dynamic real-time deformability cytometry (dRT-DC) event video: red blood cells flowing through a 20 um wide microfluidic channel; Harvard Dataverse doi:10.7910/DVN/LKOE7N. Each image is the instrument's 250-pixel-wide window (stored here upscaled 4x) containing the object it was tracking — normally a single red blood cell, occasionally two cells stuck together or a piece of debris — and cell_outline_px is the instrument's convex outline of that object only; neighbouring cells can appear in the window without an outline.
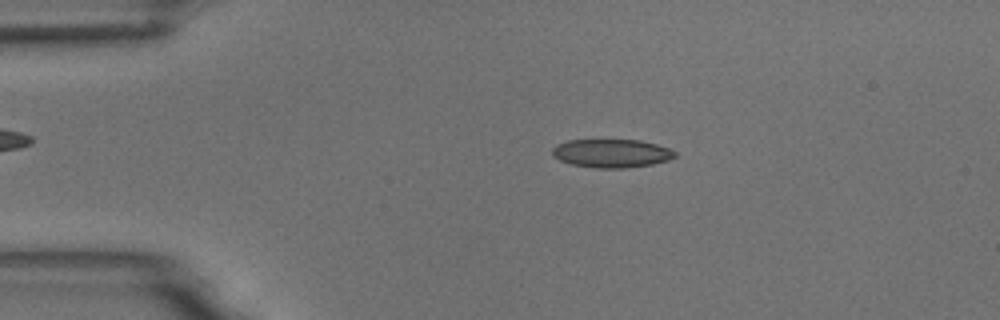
{"species": "common noctule bat (a hibernating species)", "species_latin": "Nyctalus noctula", "temperature_condition": "room temperature", "stored_images_in_passage": 54, "camera_frame_rate_fps": 3000, "um_per_image_px": 0.085, "animal": {"sex": "male", "body_mass_g": 18.8}, "frame": {"image": 1, "passage_image": 10, "time_ms": 3.0, "image_size_px": [1000, 320], "cell_outline_px": [[676, 156], [668, 160], [652, 164], [624, 168], [596, 168], [572, 164], [560, 160], [552, 156], [552, 148], [556, 144], [568, 140], [640, 140], [656, 144], [668, 148], [676, 152]], "centroid_in_image_um": [51.96, 13.03], "position_along_channel_um": 33.0, "area_um2": 20.29}}
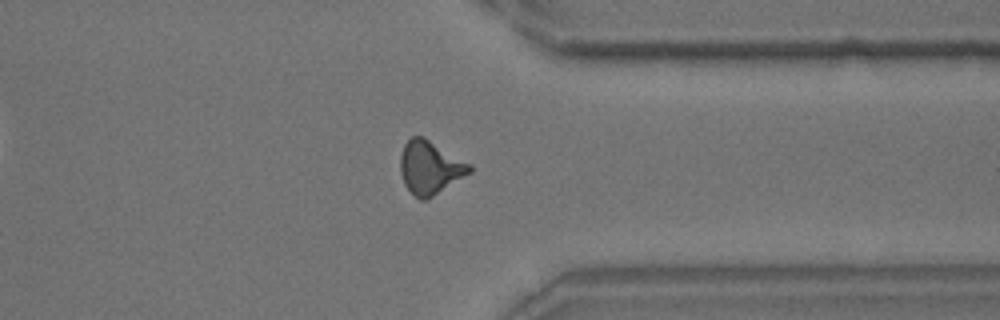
{"frame": {"image": 2, "passage_image": 42, "time_ms": 13.667, "image_size_px": [1000, 320], "cell_outline_px": [[472, 172], [428, 200], [420, 200], [404, 184], [400, 172], [400, 156], [404, 144], [412, 136], [424, 136], [472, 164]], "centroid_in_image_um": [36.57, 14.23], "position_along_channel_um": 374.8, "area_um2": 21.79}}
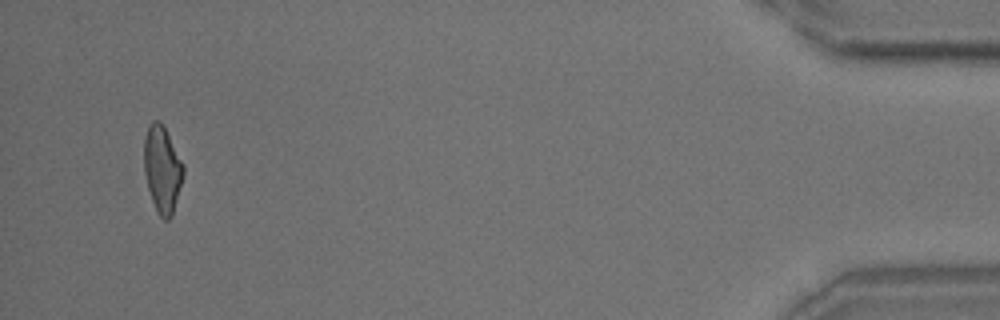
{"frame": {"image": 3, "passage_image": 52, "time_ms": 17.0, "image_size_px": [1000, 320], "cell_outline_px": [[184, 176], [172, 216], [168, 220], [164, 220], [156, 212], [148, 188], [144, 172], [144, 140], [148, 124], [152, 120], [160, 120], [164, 124], [184, 164]], "centroid_in_image_um": [13.8, 14.35], "position_along_channel_um": 421.4, "area_um2": 20.29}, "authors_computed_cell_mechanics": {"area_um2": 20.2878, "velocity_mm_per_s": 3.6382, "shape_relaxation_time_tau1_ms": 5.0637, "shape_relaxation_time_tau2_ms": 2.0937, "deformation_change_tau1": 0.1749, "deformation_change_tau2": 0.1135}}